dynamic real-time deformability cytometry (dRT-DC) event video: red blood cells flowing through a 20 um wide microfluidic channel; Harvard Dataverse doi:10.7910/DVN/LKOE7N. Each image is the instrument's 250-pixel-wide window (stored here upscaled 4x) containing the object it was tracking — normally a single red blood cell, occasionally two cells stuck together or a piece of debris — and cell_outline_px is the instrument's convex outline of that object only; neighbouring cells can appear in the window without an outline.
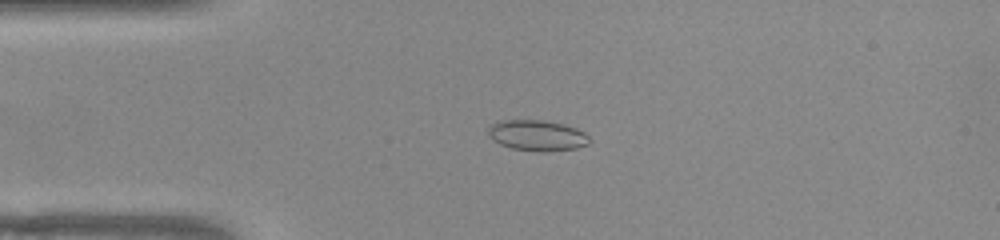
{"species": "common noctule bat (a hibernating species)", "species_latin": "Nyctalus noctula", "temperature_condition": "warm", "stored_images_in_passage": 51, "camera_frame_rate_fps": 3000, "um_per_image_px": 0.085, "animal": {"sex": "female", "body_mass_g": 22.0, "forearm_length_mm": 56.7}, "frame": {"image": 1, "passage_image": 11, "time_ms": 3.333, "image_size_px": [1000, 240], "cell_outline_px": [[592, 140], [588, 144], [576, 148], [544, 152], [536, 152], [512, 148], [500, 144], [492, 140], [488, 136], [488, 128], [492, 124], [500, 120], [544, 120], [576, 128], [584, 132]], "centroid_in_image_um": [45.64, 11.52], "position_along_channel_um": 39.4, "area_um2": 18.21}}
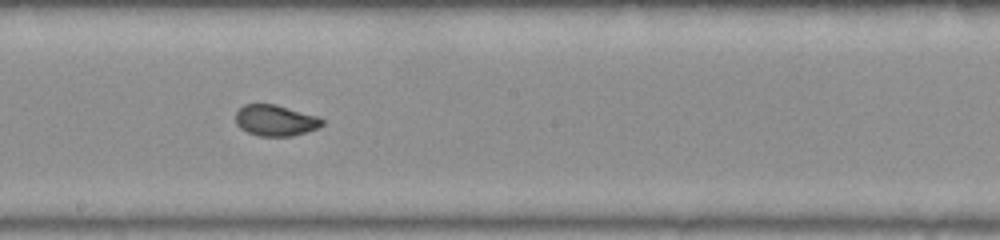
{"frame": {"image": 2, "passage_image": 27, "time_ms": 8.667, "image_size_px": [1000, 240], "cell_outline_px": [[324, 124], [320, 128], [292, 136], [260, 136], [248, 132], [240, 128], [236, 124], [236, 112], [244, 104], [276, 104], [320, 116], [324, 120]], "centroid_in_image_um": [23.46, 10.23], "position_along_channel_um": 224.7, "area_um2": 15.9}}
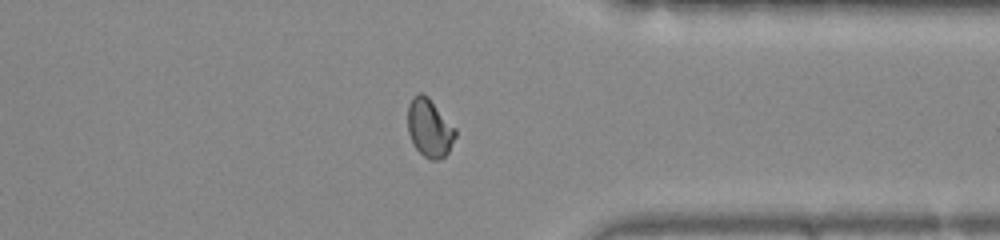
{"frame": {"image": 3, "passage_image": 39, "time_ms": 12.667, "image_size_px": [1000, 240], "cell_outline_px": [[456, 136], [448, 152], [444, 156], [436, 160], [428, 160], [412, 144], [408, 132], [408, 104], [412, 96], [420, 92], [428, 96], [456, 128]], "centroid_in_image_um": [36.5, 10.86], "position_along_channel_um": 374.9, "area_um2": 16.3}, "authors_computed_cell_mechanics": {"area_um2": 16.473, "velocity_mm_per_s": 3.9194, "shape_relaxation_time_tau1_ms": 8.3661, "shape_relaxation_time_tau2_ms": null, "deformation_change_tau1": 0.1996, "deformation_change_tau2": null}}